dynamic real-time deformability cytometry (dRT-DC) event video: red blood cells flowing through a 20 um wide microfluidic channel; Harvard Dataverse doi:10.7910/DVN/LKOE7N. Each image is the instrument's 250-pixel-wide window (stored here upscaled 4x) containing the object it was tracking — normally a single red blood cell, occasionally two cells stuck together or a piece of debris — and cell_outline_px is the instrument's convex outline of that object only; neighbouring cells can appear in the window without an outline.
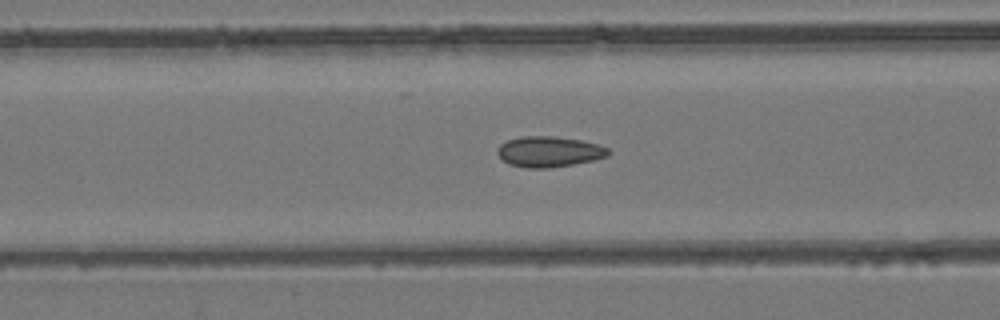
{"species": "common noctule bat (a hibernating species)", "species_latin": "Nyctalus noctula", "temperature_condition": "room temperature", "stored_images_in_passage": 56, "camera_frame_rate_fps": 3000, "um_per_image_px": 0.085, "animal": {"sex": "female", "body_mass_g": 24.6, "forearm_length_mm": 56.2}, "frame": {"image": 1, "passage_image": 23, "time_ms": 7.333, "image_size_px": [1000, 320], "cell_outline_px": [[608, 156], [596, 160], [548, 168], [528, 168], [508, 164], [496, 152], [496, 148], [500, 144], [508, 140], [520, 136], [552, 136], [580, 140], [596, 144], [608, 148]], "centroid_in_image_um": [46.64, 12.89], "position_along_channel_um": 120.0, "area_um2": 19.71}}
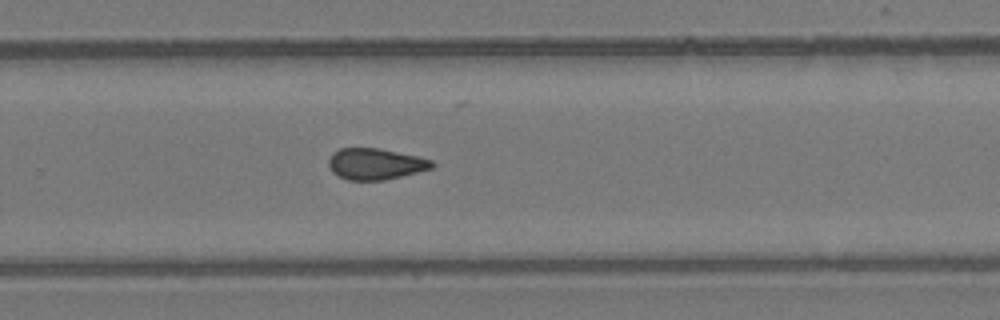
{"frame": {"image": 2, "passage_image": 37, "time_ms": 12.0, "image_size_px": [1000, 320], "cell_outline_px": [[436, 164], [432, 168], [384, 180], [348, 180], [332, 172], [328, 164], [328, 160], [332, 152], [340, 148], [380, 148], [416, 156], [432, 160]], "centroid_in_image_um": [31.89, 13.92], "position_along_channel_um": 297.9, "area_um2": 18.73}}
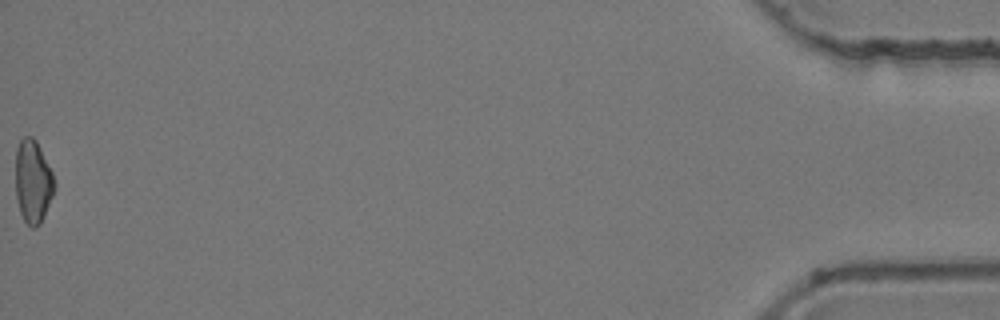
{"frame": {"image": 3, "passage_image": 56, "time_ms": 18.333, "image_size_px": [1000, 320], "cell_outline_px": [[56, 184], [52, 196], [44, 216], [40, 224], [36, 228], [32, 228], [24, 220], [20, 212], [16, 196], [16, 148], [20, 140], [24, 136], [32, 136], [36, 140], [52, 172]], "centroid_in_image_um": [2.8, 15.43], "position_along_channel_um": 432.4, "area_um2": 18.79}, "authors_computed_cell_mechanics": {"area_um2": 19.3341, "velocity_mm_per_s": 3.8203, "shape_relaxation_time_tau1_ms": null, "shape_relaxation_time_tau2_ms": 2.6365, "deformation_change_tau1": null, "deformation_change_tau2": 0.072}}